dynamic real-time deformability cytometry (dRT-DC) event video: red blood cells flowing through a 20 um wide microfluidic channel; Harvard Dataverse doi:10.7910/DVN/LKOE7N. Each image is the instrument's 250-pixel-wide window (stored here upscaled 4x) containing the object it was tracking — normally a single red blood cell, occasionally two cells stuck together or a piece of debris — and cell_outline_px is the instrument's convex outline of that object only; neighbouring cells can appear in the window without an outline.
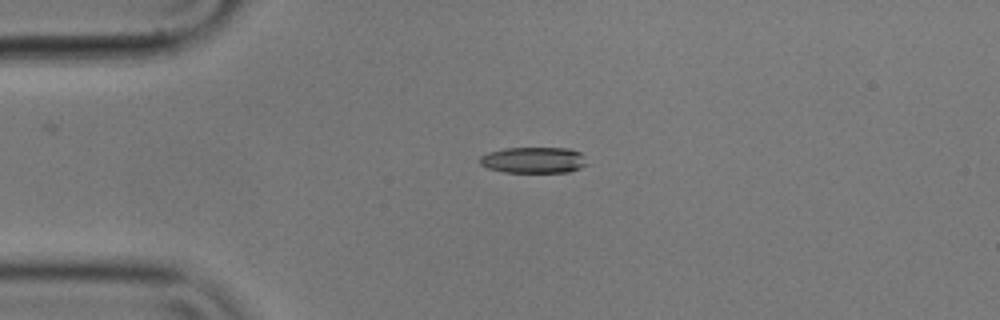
{"species": "common noctule bat (a hibernating species)", "species_latin": "Nyctalus noctula", "temperature_condition": "cold", "stored_images_in_passage": 44, "camera_frame_rate_fps": 3000, "um_per_image_px": 0.085, "animal": {"sex": "male", "body_mass_g": 17.9}, "frame": {"image": 1, "passage_image": 1, "time_ms": 0.0, "image_size_px": [1000, 320], "cell_outline_px": [[584, 164], [580, 168], [568, 172], [504, 172], [488, 168], [480, 164], [480, 156], [488, 152], [504, 148], [572, 148], [580, 152]], "centroid_in_image_um": [45.3, 13.6], "position_along_channel_um": 39.7, "area_um2": 16.13}}
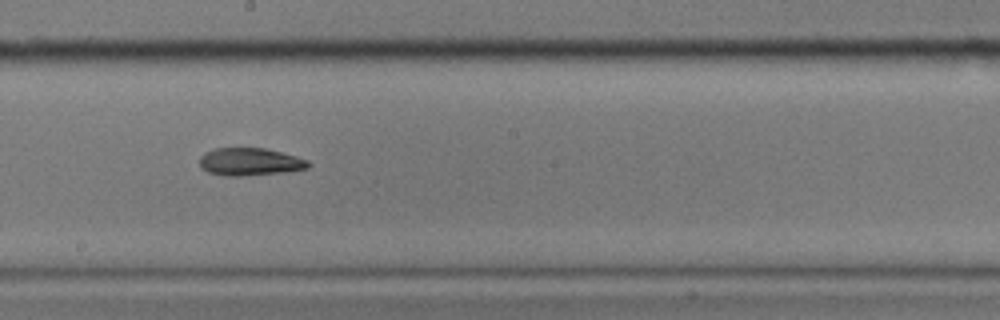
{"frame": {"image": 2, "passage_image": 19, "time_ms": 6.0, "image_size_px": [1000, 320], "cell_outline_px": [[312, 164], [308, 168], [288, 172], [240, 176], [224, 176], [208, 172], [200, 168], [200, 156], [204, 152], [216, 148], [264, 148], [296, 156], [308, 160]], "centroid_in_image_um": [21.24, 13.76], "position_along_channel_um": 227.0, "area_um2": 17.69}}
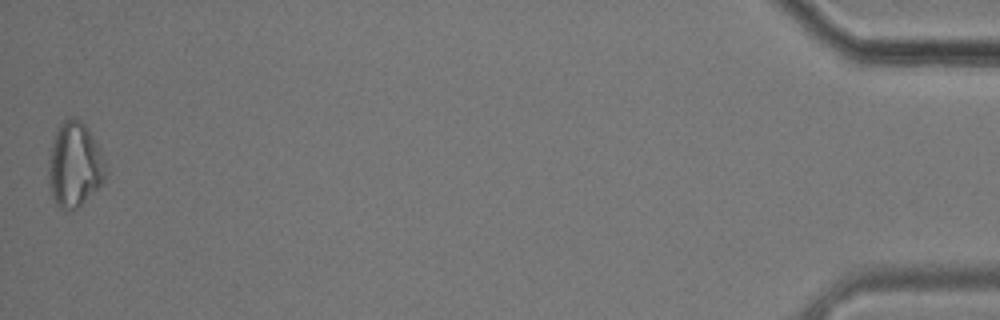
{"frame": {"image": 3, "passage_image": 44, "time_ms": 14.333, "image_size_px": [1000, 320], "cell_outline_px": [[104, 180], [76, 208], [68, 212], [64, 212], [56, 204], [52, 196], [48, 180], [48, 148], [56, 132], [64, 120], [72, 116], [76, 116], [84, 124], [92, 136], [104, 160]], "centroid_in_image_um": [6.27, 14.0], "position_along_channel_um": 428.9, "area_um2": 27.92}, "authors_computed_cell_mechanics": {"area_um2": 17.8891, "velocity_mm_per_s": 3.5412, "shape_relaxation_time_tau1_ms": null, "shape_relaxation_time_tau2_ms": 6.5459, "deformation_change_tau1": null, "deformation_change_tau2": 0.1584}}